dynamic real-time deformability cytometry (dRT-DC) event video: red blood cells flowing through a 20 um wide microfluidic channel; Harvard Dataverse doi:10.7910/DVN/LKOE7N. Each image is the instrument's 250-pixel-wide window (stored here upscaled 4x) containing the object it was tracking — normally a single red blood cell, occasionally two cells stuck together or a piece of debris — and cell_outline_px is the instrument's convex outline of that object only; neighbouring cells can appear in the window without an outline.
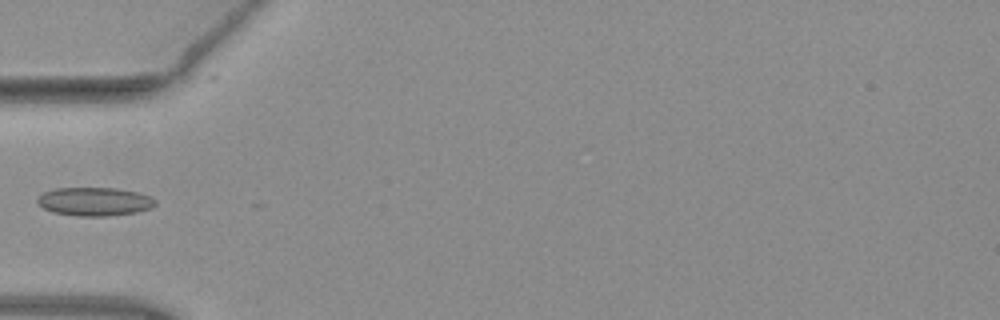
{"species": "common noctule bat (a hibernating species)", "species_latin": "Nyctalus noctula", "temperature_condition": "warm", "stored_images_in_passage": 4, "camera_frame_rate_fps": 3000, "um_per_image_px": 0.085, "animal": {"sex": "female", "body_mass_g": 19.3, "forearm_length_mm": 54.1}, "frame": {"image": 1, "passage_image": 4, "time_ms": 1.0, "image_size_px": [1000, 320], "cell_outline_px": [[156, 204], [152, 208], [136, 212], [108, 216], [76, 216], [52, 212], [36, 204], [36, 200], [44, 192], [56, 188], [116, 188], [136, 192], [148, 196], [156, 200]], "centroid_in_image_um": [8.02, 17.14], "position_along_channel_um": 77.0, "area_um2": 19.59}}